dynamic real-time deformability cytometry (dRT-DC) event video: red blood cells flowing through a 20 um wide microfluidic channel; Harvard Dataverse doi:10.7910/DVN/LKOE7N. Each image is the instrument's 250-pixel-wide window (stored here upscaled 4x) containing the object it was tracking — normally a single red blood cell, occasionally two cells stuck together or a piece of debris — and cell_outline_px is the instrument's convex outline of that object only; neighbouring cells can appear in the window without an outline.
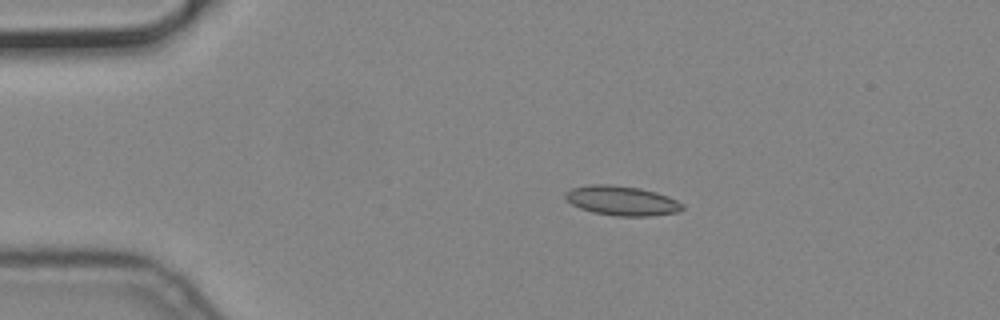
{"species": "common noctule bat (a hibernating species)", "species_latin": "Nyctalus noctula", "temperature_condition": "cold", "stored_images_in_passage": 4, "camera_frame_rate_fps": 3000, "um_per_image_px": 0.085, "animal": {"sex": "male", "body_mass_g": 19.2, "forearm_length_mm": 51.8}, "frame": {"image": 1, "passage_image": 3, "time_ms": 0.667, "image_size_px": [1000, 320], "cell_outline_px": [[684, 208], [680, 212], [648, 216], [616, 216], [592, 212], [580, 208], [572, 204], [564, 196], [564, 192], [572, 188], [588, 184], [608, 184], [640, 188], [656, 192], [668, 196], [684, 204]], "centroid_in_image_um": [52.86, 17.06], "position_along_channel_um": 32.1, "area_um2": 20.29}}